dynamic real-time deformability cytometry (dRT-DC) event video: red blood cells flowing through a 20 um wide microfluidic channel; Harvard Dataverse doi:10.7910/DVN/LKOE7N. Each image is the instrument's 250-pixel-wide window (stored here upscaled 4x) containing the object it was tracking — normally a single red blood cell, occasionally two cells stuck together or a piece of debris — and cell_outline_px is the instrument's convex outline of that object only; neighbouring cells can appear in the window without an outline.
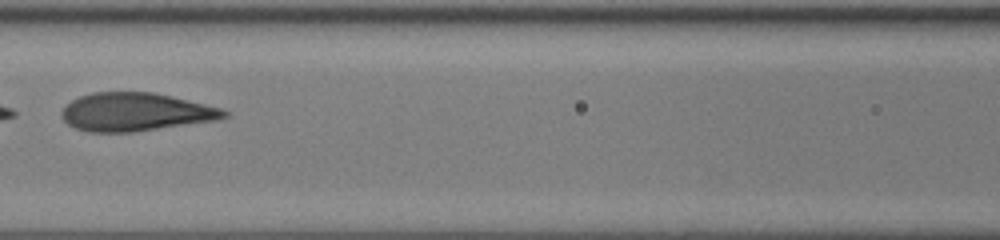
{"species": "human", "species_latin": "Homo sapiens", "temperature_condition": "room temperature", "stored_images_in_passage": 13, "camera_frame_rate_fps": 3000, "um_per_image_px": 0.085, "donor": {"sex": "female"}, "frame": {"image": 1, "passage_image": 10, "time_ms": 3.0, "image_size_px": [1000, 240], "cell_outline_px": [[228, 116], [216, 120], [132, 132], [88, 132], [76, 128], [68, 124], [64, 120], [60, 112], [72, 100], [80, 96], [92, 92], [152, 92], [172, 96], [220, 108], [228, 112]], "centroid_in_image_um": [11.49, 9.52], "position_along_channel_um": 155.1, "area_um2": 35.89}}